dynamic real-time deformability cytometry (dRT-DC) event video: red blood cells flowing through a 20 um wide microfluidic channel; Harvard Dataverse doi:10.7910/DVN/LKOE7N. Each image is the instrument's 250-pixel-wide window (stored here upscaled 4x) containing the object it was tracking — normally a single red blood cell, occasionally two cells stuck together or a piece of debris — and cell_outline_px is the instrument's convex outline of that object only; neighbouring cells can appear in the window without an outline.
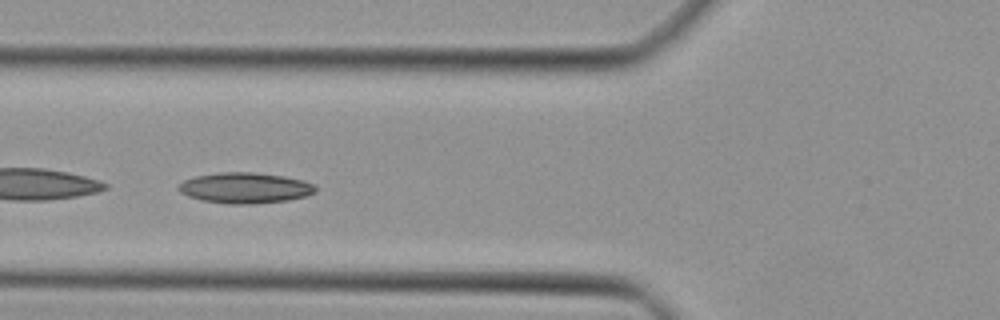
{"species": "Egyptian fruit bat (a non-hibernating species)", "species_latin": "Rousettus aegyptiacus", "temperature_condition": "cold", "stored_images_in_passage": 44, "camera_frame_rate_fps": 3000, "um_per_image_px": 0.085, "animal": {"sex": "female"}, "frame": {"image": 1, "passage_image": 16, "time_ms": 5.0, "image_size_px": [1000, 320], "cell_outline_px": [[316, 192], [308, 196], [288, 200], [252, 204], [232, 204], [200, 200], [188, 196], [180, 192], [176, 188], [184, 180], [196, 176], [220, 172], [252, 172], [284, 176], [304, 180], [316, 184]], "centroid_in_image_um": [20.86, 15.97], "position_along_channel_um": 104.9, "area_um2": 24.68}}
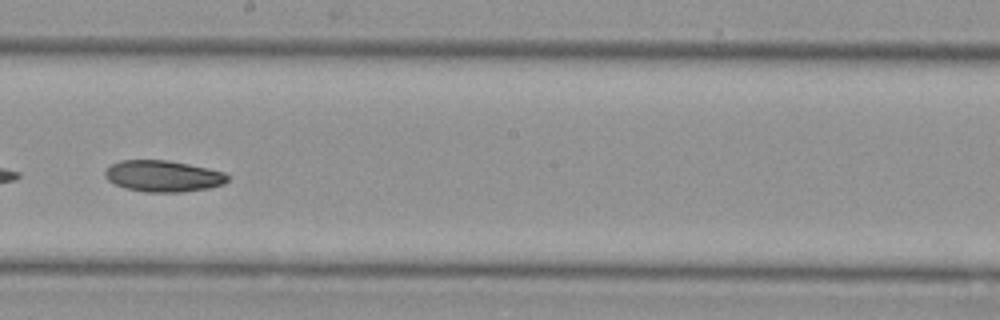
{"frame": {"image": 2, "passage_image": 25, "time_ms": 8.0, "image_size_px": [1000, 320], "cell_outline_px": [[228, 180], [224, 184], [208, 188], [180, 192], [144, 192], [124, 188], [108, 180], [104, 176], [104, 172], [112, 164], [120, 160], [168, 160], [208, 168], [224, 172], [228, 176]], "centroid_in_image_um": [13.86, 14.97], "position_along_channel_um": 234.3, "area_um2": 22.37}}
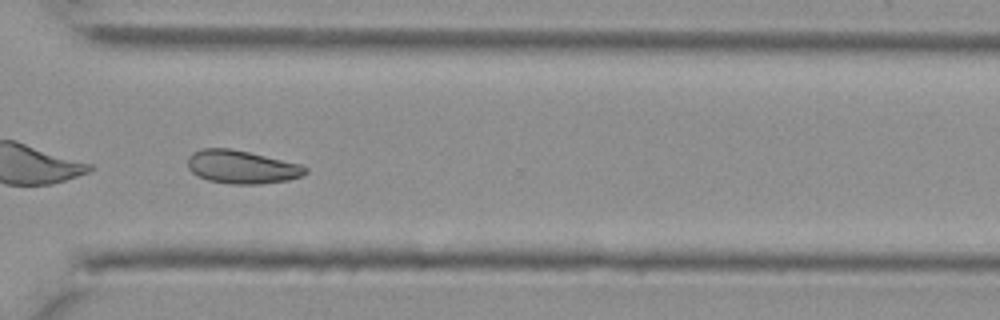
{"frame": {"image": 3, "passage_image": 33, "time_ms": 10.667, "image_size_px": [1000, 320], "cell_outline_px": [[308, 172], [300, 176], [288, 180], [260, 184], [232, 184], [208, 180], [192, 172], [188, 168], [188, 156], [192, 152], [204, 148], [232, 148], [300, 164], [308, 168]], "centroid_in_image_um": [20.54, 14.18], "position_along_channel_um": 350.1, "area_um2": 22.72}}